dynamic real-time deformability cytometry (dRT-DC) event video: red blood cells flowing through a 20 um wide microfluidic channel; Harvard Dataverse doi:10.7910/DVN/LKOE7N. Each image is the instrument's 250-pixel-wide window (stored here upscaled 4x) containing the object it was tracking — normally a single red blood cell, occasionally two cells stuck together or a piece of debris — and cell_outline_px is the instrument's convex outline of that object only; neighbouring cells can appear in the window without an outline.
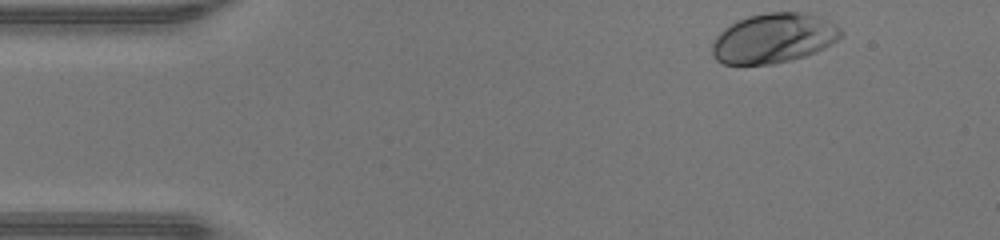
{"species": "human", "species_latin": "Homo sapiens", "temperature_condition": "warm", "stored_images_in_passage": 38, "camera_frame_rate_fps": 3000, "um_per_image_px": 0.085, "donor": {"sex": "male"}, "frame": {"image": 1, "passage_image": 1, "time_ms": 0.0, "image_size_px": [1000, 240], "cell_outline_px": [[844, 32], [832, 44], [816, 52], [804, 56], [772, 64], [724, 64], [716, 60], [712, 52], [712, 44], [716, 36], [724, 28], [748, 16], [768, 12], [800, 12], [816, 16], [836, 24]], "centroid_in_image_um": [65.76, 3.25], "position_along_channel_um": 19.2, "area_um2": 37.05}}
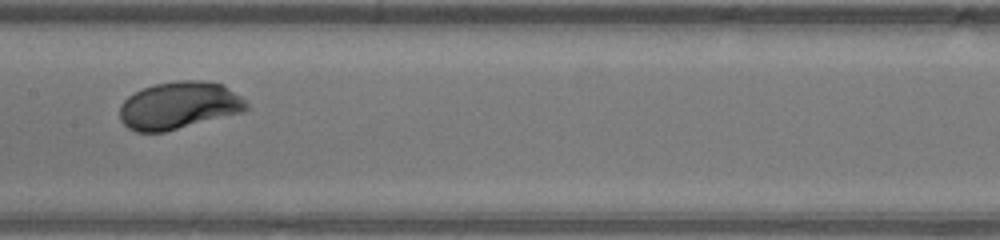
{"frame": {"image": 2, "passage_image": 19, "time_ms": 6.0, "image_size_px": [1000, 240], "cell_outline_px": [[248, 108], [244, 112], [164, 132], [136, 132], [128, 128], [120, 120], [120, 104], [128, 96], [152, 84], [176, 80], [204, 80], [224, 84], [240, 96], [248, 104]], "centroid_in_image_um": [15.22, 8.96], "position_along_channel_um": 192.2, "area_um2": 35.26}}
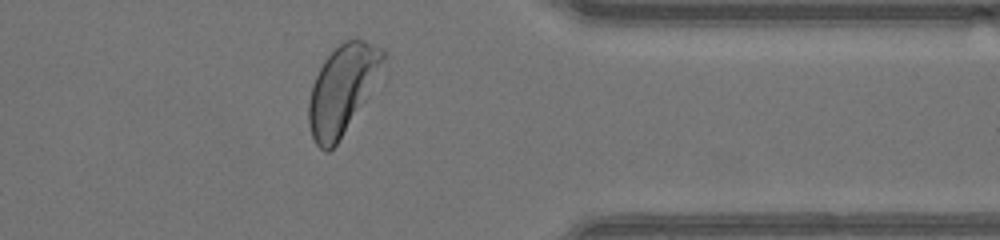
{"frame": {"image": 3, "passage_image": 33, "time_ms": 10.667, "image_size_px": [1000, 240], "cell_outline_px": [[388, 56], [364, 100], [336, 144], [328, 152], [324, 152], [316, 144], [312, 136], [308, 124], [308, 104], [312, 84], [324, 60], [344, 40], [356, 36], [384, 48]], "centroid_in_image_um": [29.09, 7.54], "position_along_channel_um": 382.3, "area_um2": 38.03}, "authors_computed_cell_mechanics": {"area_um2": 35.836, "velocity_mm_per_s": 4.3748, "shape_relaxation_time_tau1_ms": 1.4865, "shape_relaxation_time_tau2_ms": null, "deformation_change_tau1": 0.1423, "deformation_change_tau2": null}}